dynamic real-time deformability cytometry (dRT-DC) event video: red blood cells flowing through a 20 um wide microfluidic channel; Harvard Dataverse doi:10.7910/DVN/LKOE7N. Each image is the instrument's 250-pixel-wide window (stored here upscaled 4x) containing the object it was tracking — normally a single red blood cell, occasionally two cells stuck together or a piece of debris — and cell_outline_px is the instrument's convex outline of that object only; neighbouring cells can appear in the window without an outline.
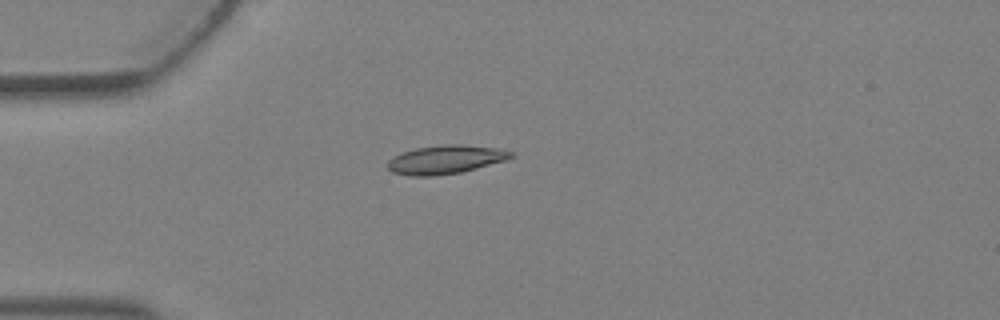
{"species": "Egyptian fruit bat (a non-hibernating species)", "species_latin": "Rousettus aegyptiacus", "temperature_condition": "warm", "stored_images_in_passage": 2, "camera_frame_rate_fps": 3000, "um_per_image_px": 0.085, "animal": {"sex": "female"}, "frame": {"image": 1, "passage_image": 1, "time_ms": 0.0, "image_size_px": [1000, 320], "cell_outline_px": [[512, 156], [504, 160], [476, 168], [460, 172], [432, 176], [408, 176], [392, 172], [388, 168], [388, 160], [392, 156], [416, 148], [448, 144], [464, 144], [504, 148], [512, 152]], "centroid_in_image_um": [37.86, 13.55], "position_along_channel_um": 47.1, "area_um2": 20.52}}